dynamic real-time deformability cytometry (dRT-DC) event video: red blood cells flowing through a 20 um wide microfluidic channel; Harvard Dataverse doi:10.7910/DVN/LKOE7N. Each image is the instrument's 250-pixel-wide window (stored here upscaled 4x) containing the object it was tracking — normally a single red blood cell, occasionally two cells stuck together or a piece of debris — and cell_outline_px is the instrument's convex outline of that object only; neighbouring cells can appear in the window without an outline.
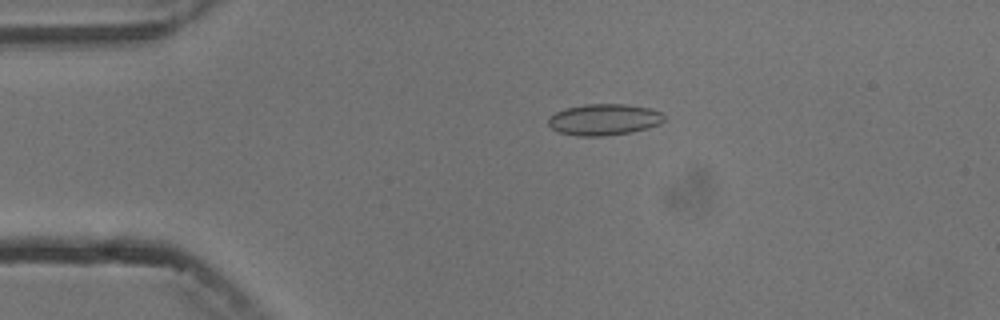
{"species": "common noctule bat (a hibernating species)", "species_latin": "Nyctalus noctula", "temperature_condition": "cold", "stored_images_in_passage": 7, "camera_frame_rate_fps": 3000, "um_per_image_px": 0.085, "animal": {"sex": "male", "body_mass_g": 13.3}, "frame": {"image": 1, "passage_image": 3, "time_ms": 2.333, "image_size_px": [1000, 320], "cell_outline_px": [[664, 120], [660, 124], [648, 128], [632, 132], [604, 136], [576, 136], [560, 132], [552, 128], [548, 124], [548, 116], [564, 108], [584, 104], [624, 104], [652, 108], [660, 112], [664, 116]], "centroid_in_image_um": [51.34, 10.16], "position_along_channel_um": 33.7, "area_um2": 21.33}}
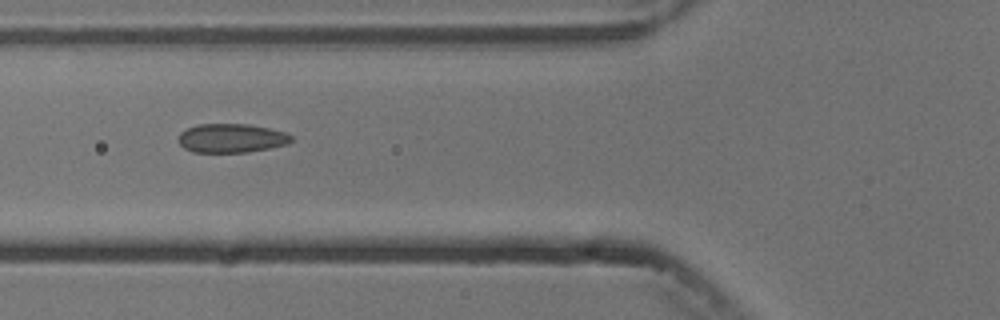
{"frame": {"image": 2, "passage_image": 5, "time_ms": 5.333, "image_size_px": [1000, 320], "cell_outline_px": [[292, 140], [288, 144], [248, 152], [192, 152], [184, 148], [176, 140], [180, 132], [196, 124], [248, 124], [268, 128], [284, 132], [292, 136]], "centroid_in_image_um": [19.62, 11.74], "position_along_channel_um": 106.2, "area_um2": 19.07}}
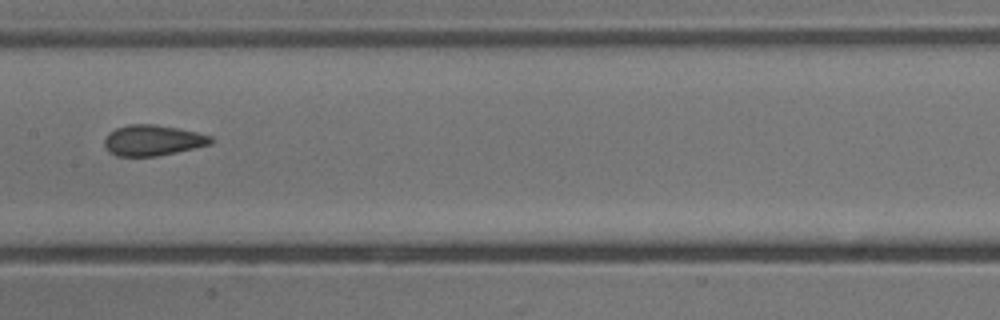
{"frame": {"image": 3, "passage_image": 7, "time_ms": 7.667, "image_size_px": [1000, 320], "cell_outline_px": [[212, 144], [176, 152], [156, 156], [116, 156], [108, 152], [104, 144], [104, 140], [108, 132], [116, 128], [128, 124], [156, 124], [196, 132], [212, 136]], "centroid_in_image_um": [12.95, 11.92], "position_along_channel_um": 194.5, "area_um2": 19.07}}